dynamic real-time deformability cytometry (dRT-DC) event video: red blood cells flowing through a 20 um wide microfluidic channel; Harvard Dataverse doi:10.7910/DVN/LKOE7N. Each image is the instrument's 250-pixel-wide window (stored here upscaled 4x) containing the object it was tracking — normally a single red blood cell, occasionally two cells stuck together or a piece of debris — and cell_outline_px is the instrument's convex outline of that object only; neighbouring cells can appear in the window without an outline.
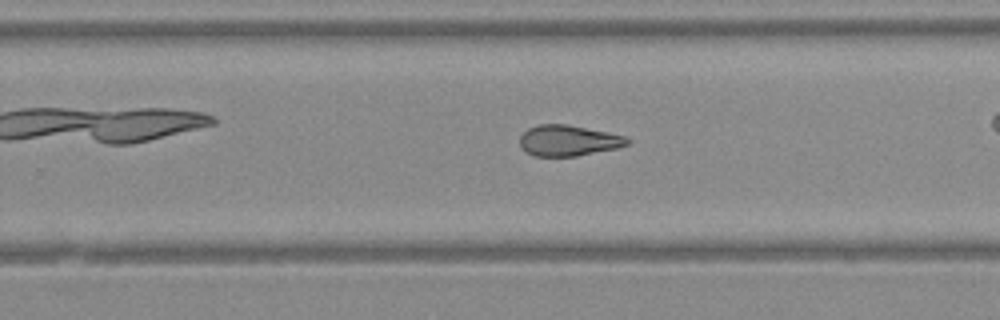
{"species": "Egyptian fruit bat (a non-hibernating species)", "species_latin": "Rousettus aegyptiacus", "temperature_condition": "warm", "stored_images_in_passage": 24, "camera_frame_rate_fps": 3000, "um_per_image_px": 0.085, "animal": {"sex": "female"}, "frame": {"image": 1, "passage_image": 17, "time_ms": 5.333, "image_size_px": [1000, 320], "cell_outline_px": [[632, 140], [628, 144], [620, 148], [576, 156], [536, 156], [520, 148], [520, 136], [528, 128], [540, 124], [568, 124], [624, 136]], "centroid_in_image_um": [48.32, 11.95], "position_along_channel_um": 281.5, "area_um2": 19.31}}